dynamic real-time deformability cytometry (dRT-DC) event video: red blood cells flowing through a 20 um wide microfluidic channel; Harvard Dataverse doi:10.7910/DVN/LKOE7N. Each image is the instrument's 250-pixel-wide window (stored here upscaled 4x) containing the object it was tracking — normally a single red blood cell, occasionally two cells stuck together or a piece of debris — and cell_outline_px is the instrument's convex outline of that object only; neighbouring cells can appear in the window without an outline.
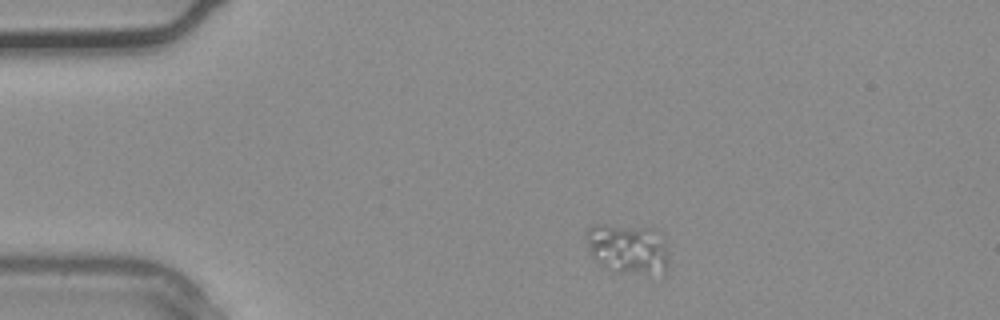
{"species": "common noctule bat (a hibernating species)", "species_latin": "Nyctalus noctula", "temperature_condition": "warm", "stored_images_in_passage": 31, "camera_frame_rate_fps": 3000, "um_per_image_px": 0.085, "animal": {"sex": "male", "body_mass_g": 20.4}, "frame": {"image": 1, "passage_image": 1, "time_ms": 0.0, "image_size_px": [1000, 320], "cell_outline_px": [[668, 272], [664, 276], [620, 272], [600, 264], [592, 256], [584, 236], [588, 228], [592, 224], [604, 224], [656, 228], [664, 240], [668, 256]], "centroid_in_image_um": [53.42, 21.14], "position_along_channel_um": 31.6, "area_um2": 24.74}}
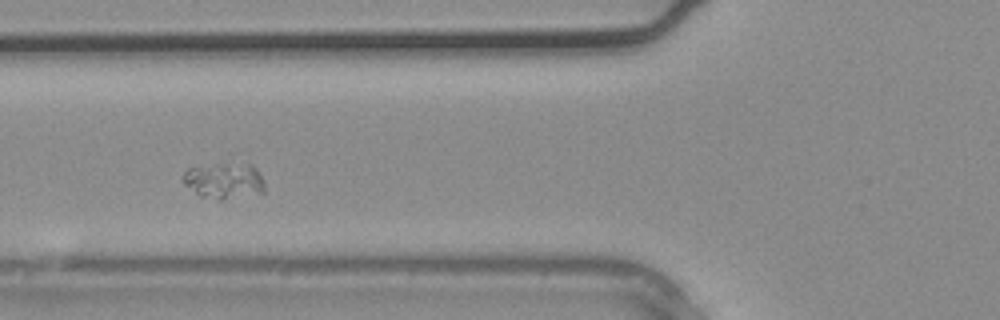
{"frame": {"image": 2, "passage_image": 8, "time_ms": 2.333, "image_size_px": [1000, 320], "cell_outline_px": [[264, 192], [220, 200], [200, 196], [184, 184], [184, 172], [188, 168], [236, 152], [252, 164], [256, 168], [264, 184]], "centroid_in_image_um": [19.08, 15.14], "position_along_channel_um": 106.7, "area_um2": 19.25}}
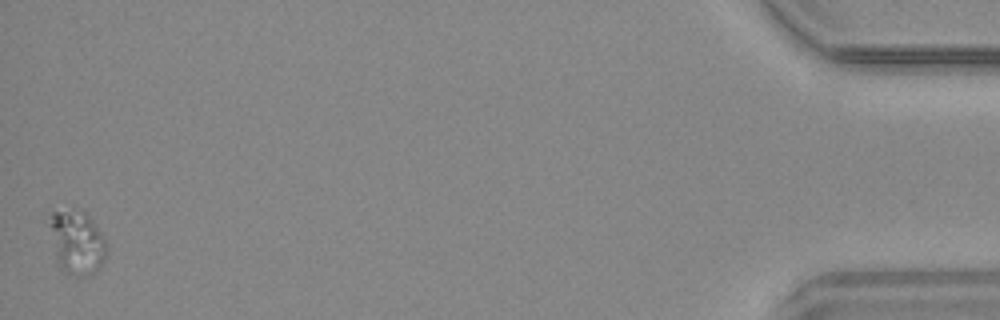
{"frame": {"image": 3, "passage_image": 31, "time_ms": 10.0, "image_size_px": [1000, 320], "cell_outline_px": [[108, 248], [96, 272], [88, 276], [76, 276], [60, 268], [56, 260], [48, 224], [52, 212], [84, 212], [88, 216], [104, 236]], "centroid_in_image_um": [6.53, 20.64], "position_along_channel_um": 428.7, "area_um2": 20.75}}